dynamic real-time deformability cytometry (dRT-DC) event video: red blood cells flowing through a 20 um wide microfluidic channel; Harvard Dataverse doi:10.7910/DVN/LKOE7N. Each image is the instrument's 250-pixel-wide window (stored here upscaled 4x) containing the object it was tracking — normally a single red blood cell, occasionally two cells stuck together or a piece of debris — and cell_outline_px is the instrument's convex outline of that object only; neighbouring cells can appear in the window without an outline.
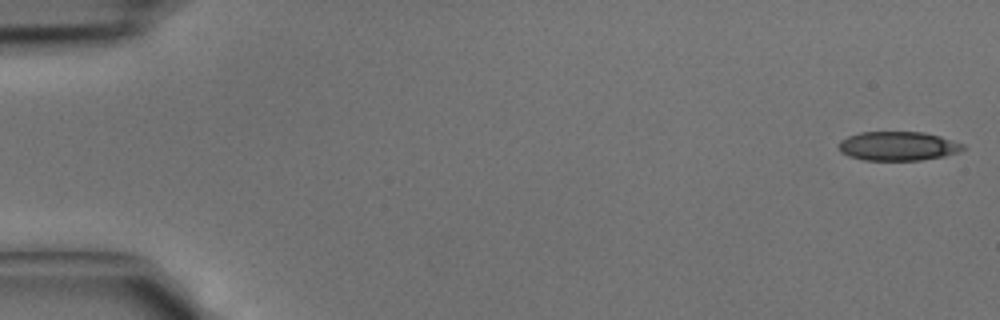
{"species": "common noctule bat (a hibernating species)", "species_latin": "Nyctalus noctula", "temperature_condition": "cold", "stored_images_in_passage": 43, "segment_of_instrument_passage": [1, 2], "camera_frame_rate_fps": 3000, "um_per_image_px": 0.085, "animal": {"sex": "male", "body_mass_g": 15.6}, "frame": {"image": 1, "passage_image": 1, "time_ms": 0.0, "image_size_px": [1000, 320], "cell_outline_px": [[964, 148], [960, 152], [944, 156], [920, 160], [864, 160], [848, 156], [840, 152], [840, 140], [848, 136], [860, 132], [924, 132], [940, 136], [964, 144]], "centroid_in_image_um": [76.33, 12.41], "position_along_channel_um": 8.7, "area_um2": 21.04}}
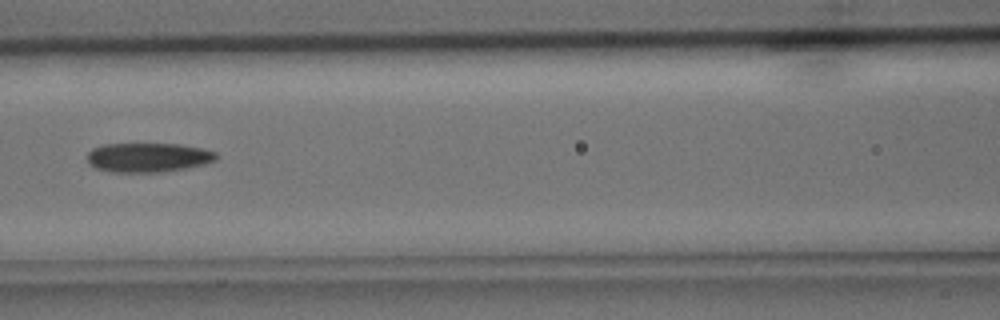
{"frame": {"image": 2, "passage_image": 19, "time_ms": 6.0, "image_size_px": [1000, 320], "cell_outline_px": [[220, 156], [216, 160], [204, 164], [184, 168], [156, 172], [112, 172], [96, 168], [88, 164], [88, 152], [92, 148], [104, 144], [180, 144], [204, 148], [216, 152]], "centroid_in_image_um": [12.6, 13.37], "position_along_channel_um": 154.0, "area_um2": 22.08}}
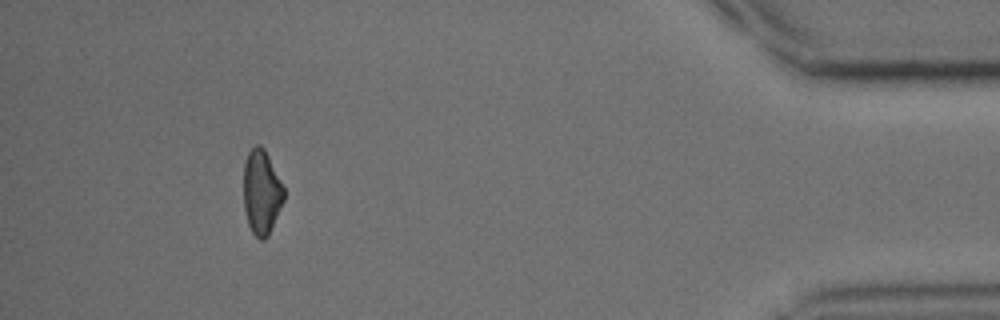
{"frame": {"image": 3, "passage_image": 39, "time_ms": 12.667, "image_size_px": [1000, 320], "cell_outline_px": [[284, 200], [268, 236], [264, 240], [260, 240], [252, 232], [248, 224], [244, 208], [244, 164], [248, 152], [256, 144], [260, 144], [264, 148], [284, 188]], "centroid_in_image_um": [22.22, 16.34], "position_along_channel_um": 413.0, "area_um2": 19.71}}